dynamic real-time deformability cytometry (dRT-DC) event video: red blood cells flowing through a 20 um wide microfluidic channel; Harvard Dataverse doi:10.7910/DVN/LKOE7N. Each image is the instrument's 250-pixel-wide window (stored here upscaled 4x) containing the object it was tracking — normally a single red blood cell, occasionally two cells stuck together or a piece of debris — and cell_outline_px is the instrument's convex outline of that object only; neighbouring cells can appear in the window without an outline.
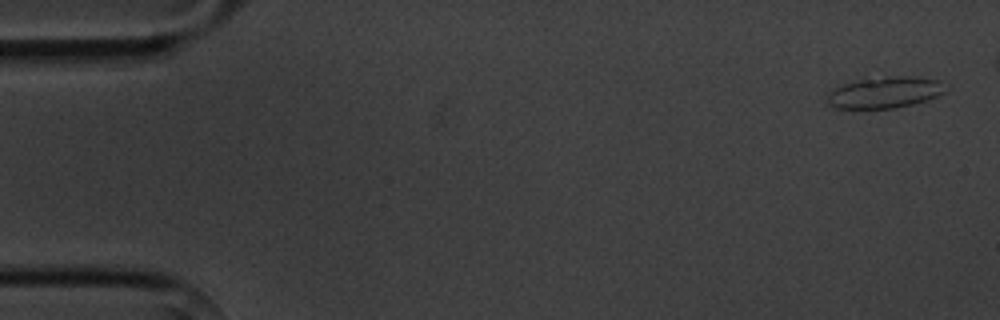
{"species": "common noctule bat (a hibernating species)", "species_latin": "Nyctalus noctula", "temperature_condition": "cold", "stored_images_in_passage": 5, "camera_frame_rate_fps": 3000, "um_per_image_px": 0.085, "animal": {"sex": "male", "body_mass_g": 20.1, "forearm_length_mm": 53.5}, "frame": {"image": 1, "passage_image": 1, "time_ms": 0.0, "image_size_px": [1000, 320], "cell_outline_px": [[944, 92], [936, 96], [912, 104], [896, 108], [836, 108], [828, 104], [828, 92], [844, 84], [864, 76], [912, 76], [940, 80]], "centroid_in_image_um": [75.15, 7.83], "position_along_channel_um": 9.9, "area_um2": 21.62}}